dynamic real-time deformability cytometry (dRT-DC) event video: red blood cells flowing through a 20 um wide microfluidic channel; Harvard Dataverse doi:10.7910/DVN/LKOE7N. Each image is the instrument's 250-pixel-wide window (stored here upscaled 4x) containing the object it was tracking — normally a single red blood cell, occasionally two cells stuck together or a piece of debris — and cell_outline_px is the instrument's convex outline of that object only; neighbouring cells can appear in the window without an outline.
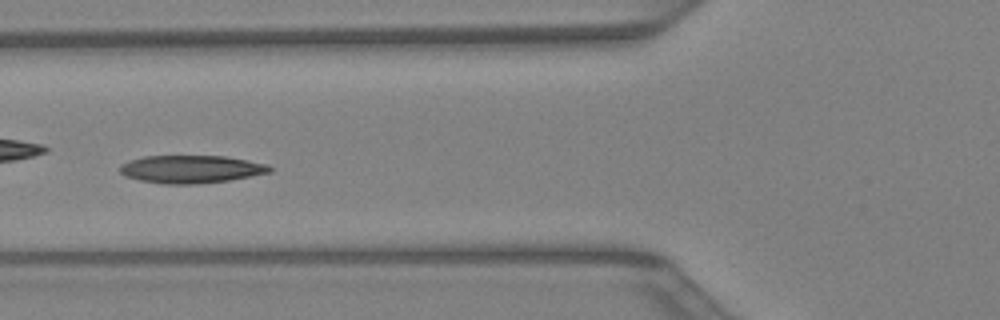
{"species": "Egyptian fruit bat (a non-hibernating species)", "species_latin": "Rousettus aegyptiacus", "temperature_condition": "warm", "stored_images_in_passage": 31, "camera_frame_rate_fps": 3000, "um_per_image_px": 0.085, "animal": {"sex": "female"}, "frame": {"image": 1, "passage_image": 5, "time_ms": 1.333, "image_size_px": [1000, 320], "cell_outline_px": [[272, 172], [228, 180], [196, 184], [164, 184], [140, 180], [124, 176], [120, 172], [120, 168], [124, 164], [132, 160], [144, 156], [224, 156], [248, 160], [268, 164], [272, 168]], "centroid_in_image_um": [16.27, 14.38], "position_along_channel_um": 109.5, "area_um2": 24.1}}
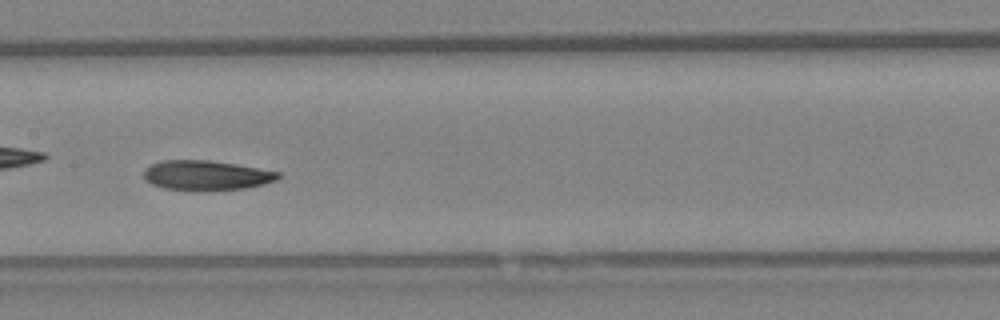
{"frame": {"image": 2, "passage_image": 10, "time_ms": 3.0, "image_size_px": [1000, 320], "cell_outline_px": [[280, 176], [276, 180], [264, 184], [244, 188], [208, 192], [192, 192], [164, 188], [152, 184], [144, 180], [144, 168], [152, 164], [164, 160], [208, 160], [236, 164], [280, 172]], "centroid_in_image_um": [17.51, 14.93], "position_along_channel_um": 189.9, "area_um2": 23.81}}
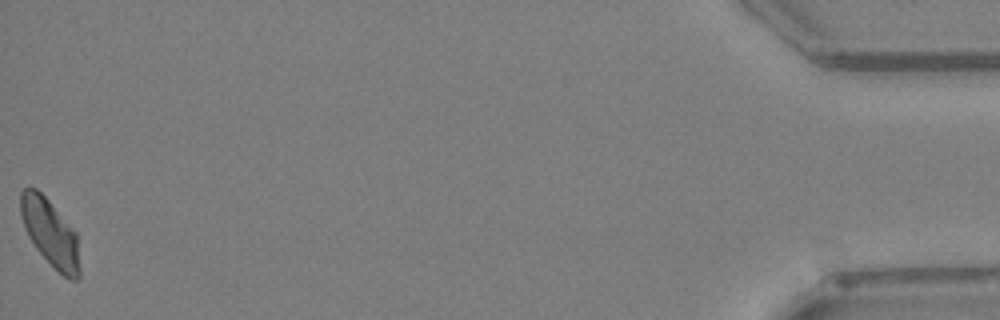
{"frame": {"image": 3, "passage_image": 31, "time_ms": 10.0, "image_size_px": [1000, 320], "cell_outline_px": [[80, 276], [76, 280], [68, 280], [36, 248], [28, 236], [20, 212], [20, 192], [24, 188], [36, 188], [48, 200], [76, 232], [80, 268]], "centroid_in_image_um": [4.28, 19.79], "position_along_channel_um": 430.9, "area_um2": 22.66}}